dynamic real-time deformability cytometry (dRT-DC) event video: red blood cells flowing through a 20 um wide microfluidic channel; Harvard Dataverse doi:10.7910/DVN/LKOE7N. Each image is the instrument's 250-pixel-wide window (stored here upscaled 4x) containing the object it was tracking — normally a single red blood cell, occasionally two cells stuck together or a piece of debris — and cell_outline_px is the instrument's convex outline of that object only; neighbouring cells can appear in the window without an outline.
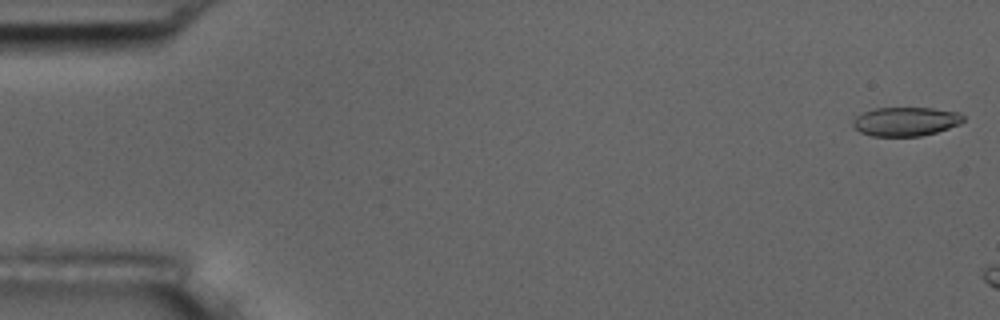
{"species": "common noctule bat (a hibernating species)", "species_latin": "Nyctalus noctula", "temperature_condition": "room temperature", "stored_images_in_passage": 7, "camera_frame_rate_fps": 3000, "um_per_image_px": 0.085, "animal": {"sex": "male", "body_mass_g": 17.5, "forearm_length_mm": 52.3}, "frame": {"image": 1, "passage_image": 1, "time_ms": 0.0, "image_size_px": [1000, 320], "cell_outline_px": [[964, 120], [960, 124], [936, 132], [920, 136], [872, 136], [860, 132], [852, 124], [852, 120], [856, 116], [872, 108], [932, 108], [960, 112], [964, 116]], "centroid_in_image_um": [76.98, 10.32], "position_along_channel_um": 8.0, "area_um2": 18.67}}